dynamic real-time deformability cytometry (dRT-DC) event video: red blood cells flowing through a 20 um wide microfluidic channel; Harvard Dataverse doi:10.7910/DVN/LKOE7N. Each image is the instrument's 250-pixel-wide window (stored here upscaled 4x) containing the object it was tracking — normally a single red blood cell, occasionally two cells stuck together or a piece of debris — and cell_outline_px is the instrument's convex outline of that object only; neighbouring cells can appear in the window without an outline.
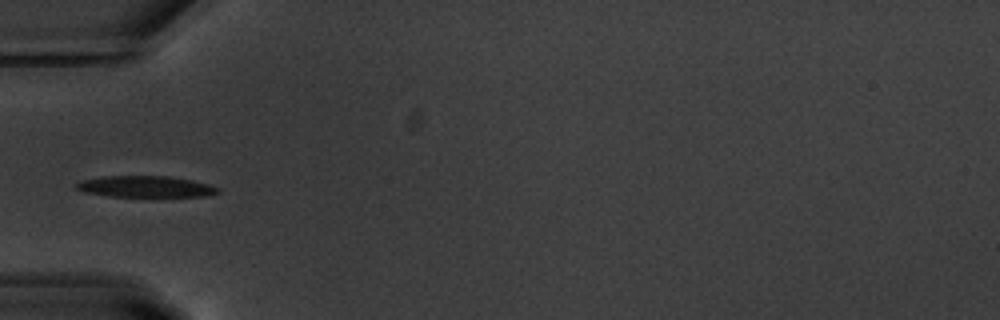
{"species": "common noctule bat (a hibernating species)", "species_latin": "Nyctalus noctula", "temperature_condition": "warm", "stored_images_in_passage": 37, "camera_frame_rate_fps": 3000, "um_per_image_px": 0.085, "animal": {"sex": "male", "body_mass_g": 20.1, "forearm_length_mm": 53.5}, "frame": {"image": 1, "passage_image": 1, "time_ms": 0.0, "image_size_px": [1000, 320], "cell_outline_px": [[220, 192], [208, 196], [108, 196], [84, 192], [76, 188], [76, 184], [84, 180], [104, 176], [168, 176], [192, 180], [208, 184], [220, 188]], "centroid_in_image_um": [12.41, 15.86], "position_along_channel_um": 72.6, "area_um2": 17.4}}
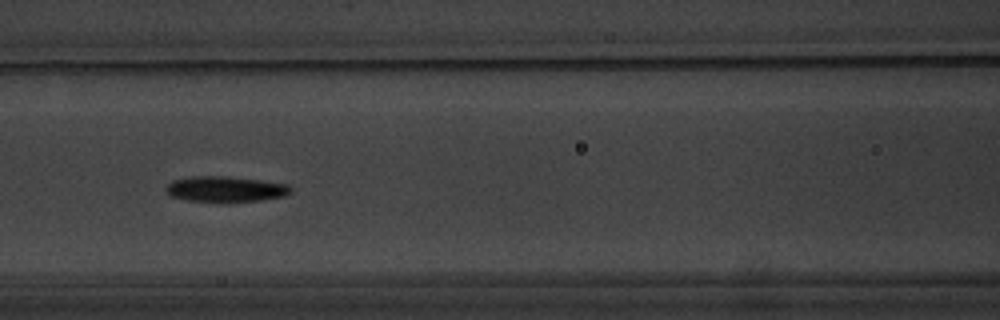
{"frame": {"image": 2, "passage_image": 7, "time_ms": 2.0, "image_size_px": [1000, 320], "cell_outline_px": [[292, 192], [284, 196], [264, 200], [188, 200], [168, 196], [164, 188], [172, 180], [192, 176], [224, 176], [260, 180], [288, 184], [292, 188]], "centroid_in_image_um": [19.15, 16.04], "position_along_channel_um": 147.4, "area_um2": 18.26}}
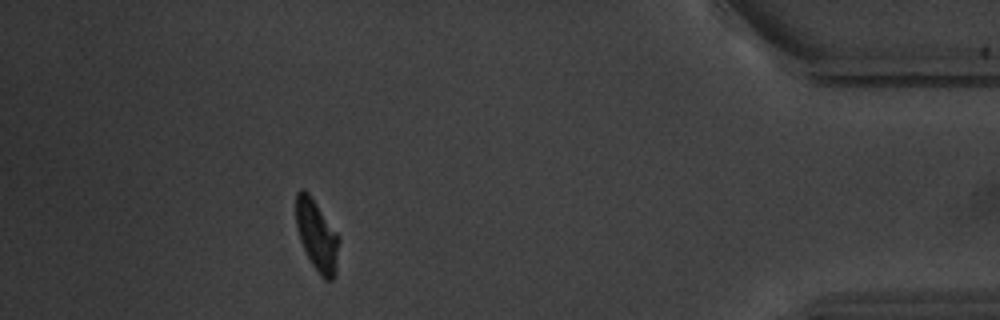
{"frame": {"image": 3, "passage_image": 32, "time_ms": 10.333, "image_size_px": [1000, 320], "cell_outline_px": [[340, 240], [336, 272], [332, 280], [324, 280], [320, 276], [312, 264], [300, 240], [296, 228], [296, 192], [300, 188], [304, 188], [308, 192], [340, 236]], "centroid_in_image_um": [26.94, 20.01], "position_along_channel_um": 408.3, "area_um2": 17.92}, "authors_computed_cell_mechanics": {"area_um2": 18.207, "velocity_mm_per_s": 3.7086, "shape_relaxation_time_tau1_ms": 2.4666, "shape_relaxation_time_tau2_ms": 3.9149, "deformation_change_tau1": 0.1685, "deformation_change_tau2": 0.108}}